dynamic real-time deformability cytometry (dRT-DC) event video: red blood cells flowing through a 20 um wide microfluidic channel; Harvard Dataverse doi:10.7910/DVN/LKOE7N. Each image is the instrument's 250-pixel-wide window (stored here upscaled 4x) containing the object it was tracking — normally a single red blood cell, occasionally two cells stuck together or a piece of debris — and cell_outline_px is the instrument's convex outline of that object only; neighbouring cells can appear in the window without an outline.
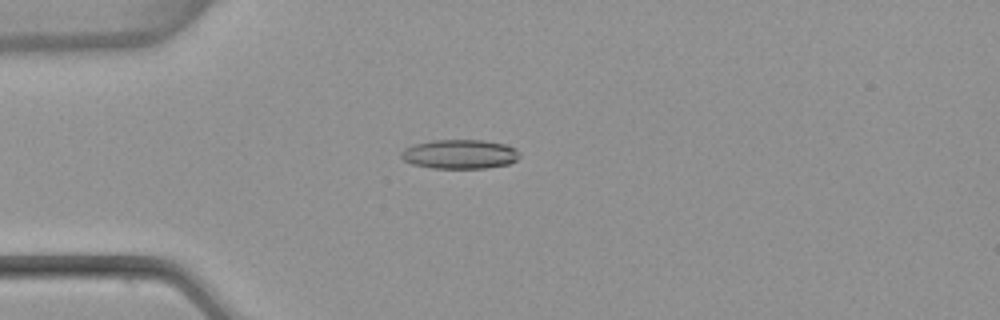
{"species": "common noctule bat (a hibernating species)", "species_latin": "Nyctalus noctula", "temperature_condition": "warm", "stored_images_in_passage": 54, "camera_frame_rate_fps": 3000, "um_per_image_px": 0.085, "animal": {"sex": "female", "body_mass_g": 22.7, "forearm_length_mm": 54.2}, "frame": {"image": 1, "passage_image": 15, "time_ms": 4.667, "image_size_px": [1000, 320], "cell_outline_px": [[520, 156], [516, 160], [508, 164], [488, 168], [432, 168], [412, 164], [404, 160], [400, 156], [400, 152], [404, 148], [416, 144], [432, 140], [484, 140], [504, 144], [520, 152]], "centroid_in_image_um": [39.07, 13.11], "position_along_channel_um": 45.9, "area_um2": 20.17}}
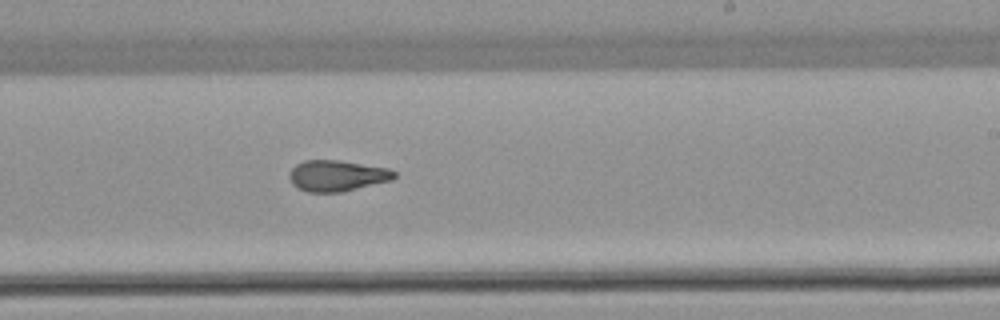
{"frame": {"image": 2, "passage_image": 33, "time_ms": 10.667, "image_size_px": [1000, 320], "cell_outline_px": [[396, 176], [392, 180], [340, 192], [308, 192], [296, 188], [292, 184], [288, 176], [292, 168], [296, 164], [304, 160], [340, 160], [388, 168], [396, 172]], "centroid_in_image_um": [28.62, 14.93], "position_along_channel_um": 260.4, "area_um2": 19.02}}
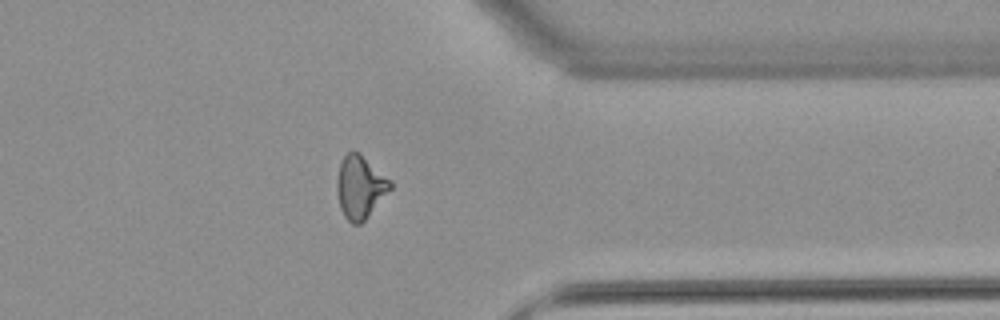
{"frame": {"image": 3, "passage_image": 43, "time_ms": 14.0, "image_size_px": [1000, 320], "cell_outline_px": [[392, 188], [364, 220], [360, 224], [352, 224], [344, 216], [340, 208], [336, 192], [336, 180], [340, 164], [344, 156], [352, 148], [360, 152], [392, 180]], "centroid_in_image_um": [30.6, 15.86], "position_along_channel_um": 380.8, "area_um2": 19.83}, "authors_computed_cell_mechanics": {"area_um2": 19.4208, "velocity_mm_per_s": 3.8719, "shape_relaxation_time_tau1_ms": 7.2519, "shape_relaxation_time_tau2_ms": 2.094, "deformation_change_tau1": 0.2219, "deformation_change_tau2": 0.102}}